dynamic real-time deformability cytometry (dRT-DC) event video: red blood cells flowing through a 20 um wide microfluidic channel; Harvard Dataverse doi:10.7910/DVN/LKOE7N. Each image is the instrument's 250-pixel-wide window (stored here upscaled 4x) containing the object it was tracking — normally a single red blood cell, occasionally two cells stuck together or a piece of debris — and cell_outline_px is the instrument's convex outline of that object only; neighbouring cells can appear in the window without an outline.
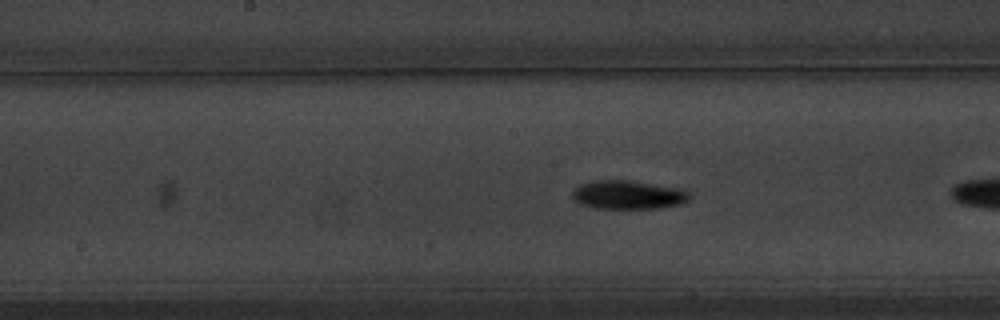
{"species": "common noctule bat (a hibernating species)", "species_latin": "Nyctalus noctula", "temperature_condition": "warm", "stored_images_in_passage": 13, "camera_frame_rate_fps": 3000, "um_per_image_px": 0.085, "animal": {"sex": "male", "body_mass_g": 20.1, "forearm_length_mm": 53.5}, "frame": {"image": 1, "passage_image": 11, "time_ms": 3.333, "image_size_px": [1000, 320], "cell_outline_px": [[688, 200], [680, 204], [660, 208], [592, 208], [580, 204], [572, 196], [572, 192], [580, 184], [592, 180], [628, 180], [684, 188], [688, 192]], "centroid_in_image_um": [53.38, 16.55], "position_along_channel_um": 194.8, "area_um2": 19.65}}